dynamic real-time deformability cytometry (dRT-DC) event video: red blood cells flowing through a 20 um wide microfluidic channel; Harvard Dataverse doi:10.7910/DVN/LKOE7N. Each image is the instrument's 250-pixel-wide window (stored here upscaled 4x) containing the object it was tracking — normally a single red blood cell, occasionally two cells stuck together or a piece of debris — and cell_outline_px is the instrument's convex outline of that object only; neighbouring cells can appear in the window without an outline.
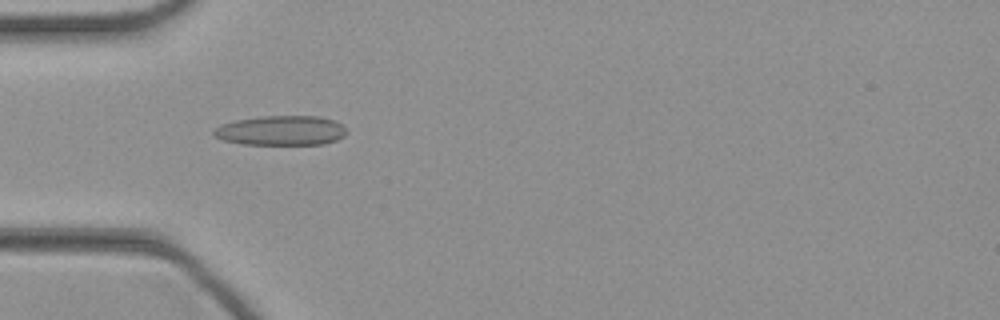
{"species": "common noctule bat (a hibernating species)", "species_latin": "Nyctalus noctula", "temperature_condition": "cold", "stored_images_in_passage": 36, "camera_frame_rate_fps": 3000, "um_per_image_px": 0.085, "animal": {"sex": "female", "body_mass_g": 21.9}, "frame": {"image": 1, "passage_image": 5, "time_ms": 1.333, "image_size_px": [1000, 320], "cell_outline_px": [[348, 132], [344, 136], [336, 140], [324, 144], [244, 144], [224, 140], [212, 136], [212, 132], [216, 128], [224, 124], [236, 120], [260, 116], [320, 116], [332, 120], [340, 124]], "centroid_in_image_um": [23.9, 11.09], "position_along_channel_um": 61.1, "area_um2": 22.83}}
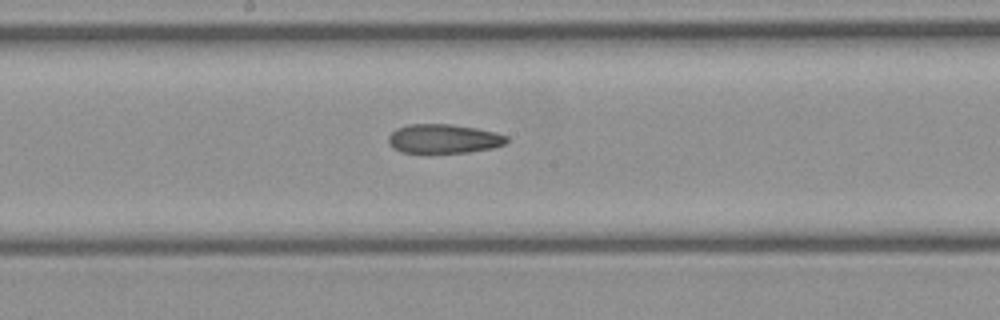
{"frame": {"image": 2, "passage_image": 15, "time_ms": 4.667, "image_size_px": [1000, 320], "cell_outline_px": [[508, 140], [504, 144], [492, 148], [468, 152], [400, 152], [392, 148], [388, 144], [388, 136], [396, 128], [408, 124], [448, 124], [476, 128], [496, 132], [508, 136]], "centroid_in_image_um": [37.68, 11.79], "position_along_channel_um": 210.5, "area_um2": 20.06}}
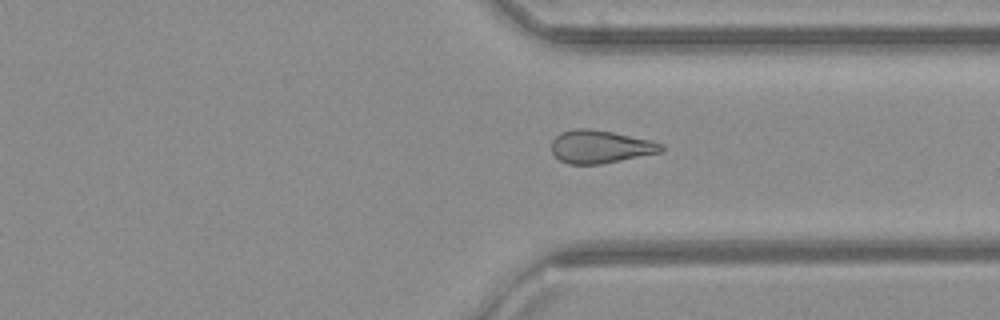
{"frame": {"image": 3, "passage_image": 25, "time_ms": 8.0, "image_size_px": [1000, 320], "cell_outline_px": [[664, 148], [660, 152], [600, 164], [568, 164], [560, 160], [552, 152], [552, 140], [560, 132], [576, 128], [588, 128], [612, 132], [648, 140], [664, 144]], "centroid_in_image_um": [50.98, 12.46], "position_along_channel_um": 360.4, "area_um2": 20.81}}